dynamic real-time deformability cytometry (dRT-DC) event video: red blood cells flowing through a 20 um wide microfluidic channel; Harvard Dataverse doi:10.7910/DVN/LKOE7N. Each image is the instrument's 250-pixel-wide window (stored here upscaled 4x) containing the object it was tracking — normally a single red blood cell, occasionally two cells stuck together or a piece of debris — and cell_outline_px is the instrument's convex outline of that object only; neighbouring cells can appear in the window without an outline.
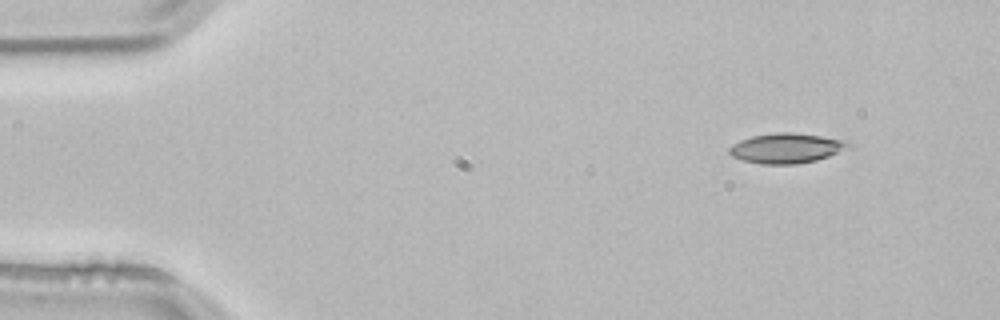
{"species": "common noctule bat (a hibernating species)", "species_latin": "Nyctalus noctula", "temperature_condition": "room temperature", "stored_images_in_passage": 4, "camera_frame_rate_fps": 3000, "um_per_image_px": 0.085, "animal": {"sex": "male", "body_mass_g": 21.5, "forearm_length_mm": 52.0}, "frame": {"image": 1, "passage_image": 2, "time_ms": 0.333, "image_size_px": [1000, 320], "cell_outline_px": [[852, 148], [816, 160], [796, 164], [760, 164], [744, 160], [732, 156], [728, 152], [728, 148], [732, 144], [740, 140], [752, 136], [776, 132], [792, 132], [820, 136], [840, 140], [852, 144]], "centroid_in_image_um": [66.83, 12.6], "position_along_channel_um": 18.2, "area_um2": 20.75}}
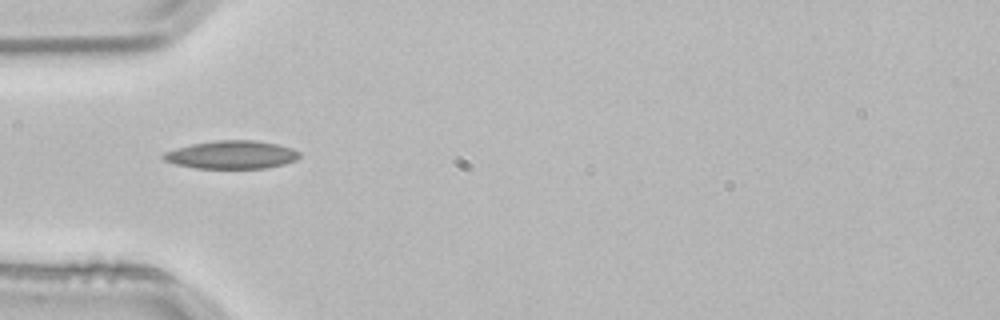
{"frame": {"image": 2, "passage_image": 4, "time_ms": 1.0, "image_size_px": [1000, 320], "cell_outline_px": [[300, 156], [296, 160], [284, 164], [264, 168], [196, 168], [176, 164], [164, 160], [160, 156], [164, 152], [176, 148], [192, 144], [216, 140], [252, 140], [276, 144], [292, 148], [300, 152]], "centroid_in_image_um": [19.68, 13.15], "position_along_channel_um": 65.3, "area_um2": 22.2}}